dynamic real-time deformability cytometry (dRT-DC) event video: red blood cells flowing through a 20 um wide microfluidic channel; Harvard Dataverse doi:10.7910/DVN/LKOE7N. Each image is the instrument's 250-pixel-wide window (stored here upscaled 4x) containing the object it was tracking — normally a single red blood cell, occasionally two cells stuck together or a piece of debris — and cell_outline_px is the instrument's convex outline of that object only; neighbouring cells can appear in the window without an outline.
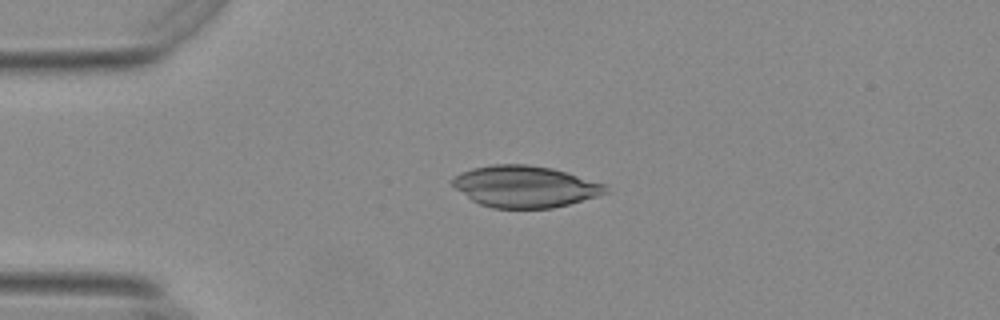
{"species": "Egyptian fruit bat (a non-hibernating species)", "species_latin": "Rousettus aegyptiacus", "temperature_condition": "warm", "stored_images_in_passage": 42, "camera_frame_rate_fps": 3000, "um_per_image_px": 0.085, "animal": {"sex": "female"}, "frame": {"image": 1, "passage_image": 1, "time_ms": 0.0, "image_size_px": [1000, 320], "cell_outline_px": [[608, 192], [596, 196], [568, 204], [552, 208], [492, 208], [480, 204], [472, 200], [456, 188], [448, 180], [452, 176], [460, 172], [472, 168], [492, 164], [528, 164], [552, 168], [604, 184], [608, 188]], "centroid_in_image_um": [44.56, 15.84], "position_along_channel_um": 40.4, "area_um2": 36.99}}
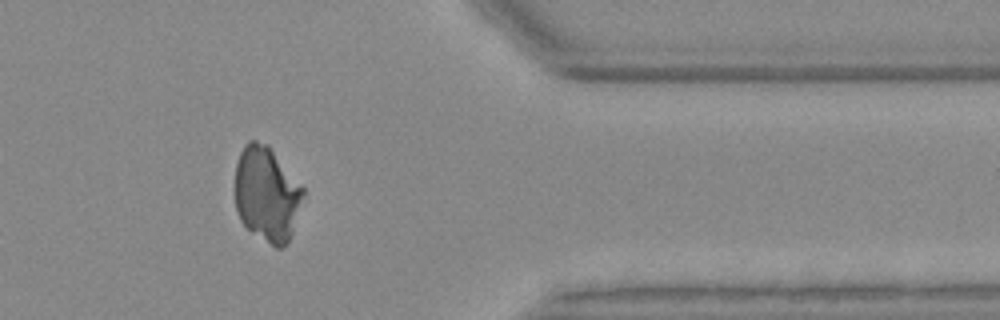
{"frame": {"image": 2, "passage_image": 33, "time_ms": 10.667, "image_size_px": [1000, 320], "cell_outline_px": [[304, 192], [292, 232], [288, 240], [280, 248], [276, 248], [248, 228], [240, 220], [236, 208], [236, 164], [240, 152], [244, 144], [248, 140], [256, 140], [268, 144], [304, 188]], "centroid_in_image_um": [22.67, 16.44], "position_along_channel_um": 388.7, "area_um2": 37.22}}
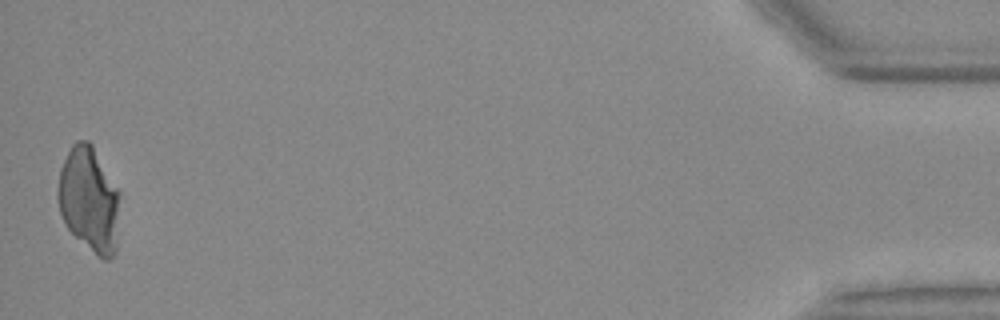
{"frame": {"image": 3, "passage_image": 42, "time_ms": 13.667, "image_size_px": [1000, 320], "cell_outline_px": [[120, 196], [116, 252], [108, 260], [104, 260], [76, 236], [68, 228], [60, 212], [56, 196], [56, 192], [60, 168], [72, 144], [76, 140], [88, 140], [92, 144], [120, 192]], "centroid_in_image_um": [7.58, 16.92], "position_along_channel_um": 427.6, "area_um2": 37.92}}